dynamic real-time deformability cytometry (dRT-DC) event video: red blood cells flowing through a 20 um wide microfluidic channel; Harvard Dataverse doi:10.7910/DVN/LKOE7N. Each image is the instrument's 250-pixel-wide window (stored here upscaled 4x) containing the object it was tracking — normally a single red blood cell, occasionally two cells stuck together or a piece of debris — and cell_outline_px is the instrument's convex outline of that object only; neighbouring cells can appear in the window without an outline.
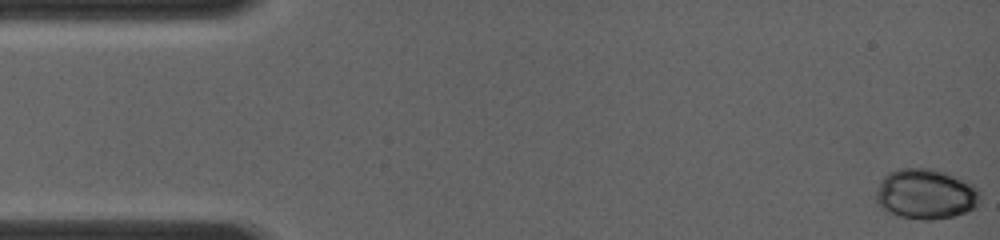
{"species": "common noctule bat (a hibernating species)", "species_latin": "Nyctalus noctula", "temperature_condition": "room temperature", "stored_images_in_passage": 6, "camera_frame_rate_fps": 4000, "um_per_image_px": 0.085, "animal": {"sex": "female", "body_mass_g": 19.0, "forearm_length_mm": 56.7}, "frame": {"image": 1, "passage_image": 1, "time_ms": 0.0, "image_size_px": [1000, 240], "cell_outline_px": [[980, 200], [972, 208], [956, 216], [932, 220], [924, 220], [900, 216], [888, 212], [880, 208], [876, 204], [876, 192], [880, 180], [888, 172], [900, 168], [932, 168], [948, 172], [968, 180], [980, 192]], "centroid_in_image_um": [78.67, 16.47], "position_along_channel_um": 6.3, "area_um2": 30.92}}
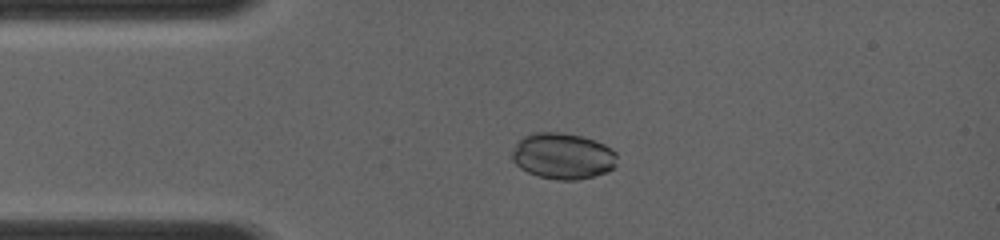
{"frame": {"image": 2, "passage_image": 5, "time_ms": 3.0, "image_size_px": [1000, 240], "cell_outline_px": [[616, 164], [612, 168], [604, 172], [592, 176], [576, 180], [556, 180], [536, 176], [520, 168], [512, 160], [512, 152], [516, 144], [524, 136], [532, 132], [560, 132], [580, 136], [604, 144], [612, 148], [616, 152]], "centroid_in_image_um": [47.81, 13.26], "position_along_channel_um": 37.2, "area_um2": 28.15}}